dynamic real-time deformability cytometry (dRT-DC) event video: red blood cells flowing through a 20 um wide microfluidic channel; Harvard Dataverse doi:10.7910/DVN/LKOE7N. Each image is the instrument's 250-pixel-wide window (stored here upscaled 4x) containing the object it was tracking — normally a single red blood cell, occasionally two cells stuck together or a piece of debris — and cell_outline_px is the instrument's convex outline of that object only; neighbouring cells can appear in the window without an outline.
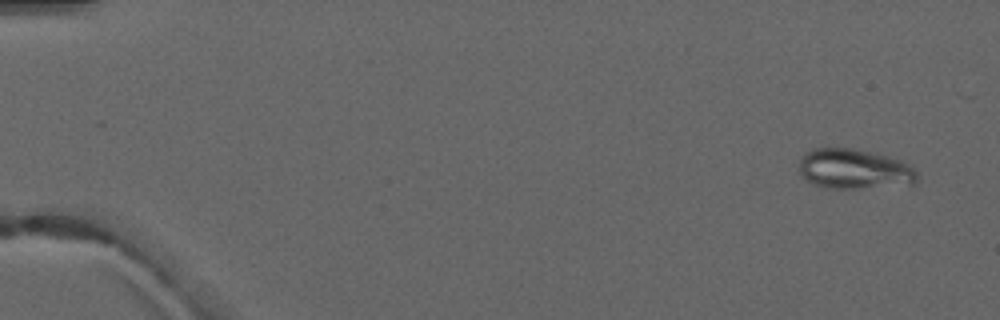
{"species": "common noctule bat (a hibernating species)", "species_latin": "Nyctalus noctula", "temperature_condition": "warm", "stored_images_in_passage": 6, "camera_frame_rate_fps": 3000, "um_per_image_px": 0.085, "animal": {"sex": "male", "forearm_length_mm": 52.5}, "frame": {"image": 1, "passage_image": 1, "time_ms": 0.0, "image_size_px": [1000, 320], "cell_outline_px": [[920, 176], [912, 184], [860, 188], [824, 188], [812, 184], [800, 172], [800, 160], [804, 152], [812, 148], [852, 148], [888, 156], [900, 160], [908, 164], [920, 172]], "centroid_in_image_um": [72.63, 14.36], "position_along_channel_um": 12.4, "area_um2": 27.63}}